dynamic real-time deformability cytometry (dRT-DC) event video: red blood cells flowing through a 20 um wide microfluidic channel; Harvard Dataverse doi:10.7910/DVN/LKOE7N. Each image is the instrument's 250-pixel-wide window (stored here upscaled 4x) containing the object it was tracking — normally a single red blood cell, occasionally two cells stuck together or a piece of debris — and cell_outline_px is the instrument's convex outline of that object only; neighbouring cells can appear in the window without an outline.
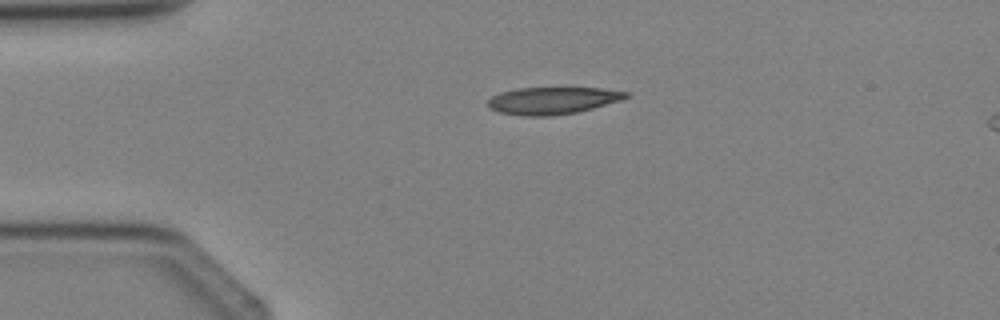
{"species": "Egyptian fruit bat (a non-hibernating species)", "species_latin": "Rousettus aegyptiacus", "temperature_condition": "cold", "stored_images_in_passage": 2, "camera_frame_rate_fps": 3000, "um_per_image_px": 0.085, "animal": {"sex": "female"}, "frame": {"image": 1, "passage_image": 1, "time_ms": 0.0, "image_size_px": [1000, 320], "cell_outline_px": [[628, 96], [620, 100], [592, 108], [576, 112], [552, 116], [524, 116], [500, 112], [488, 108], [488, 100], [492, 96], [500, 92], [516, 88], [600, 88], [628, 92]], "centroid_in_image_um": [46.92, 8.55], "position_along_channel_um": 38.1, "area_um2": 21.68}}